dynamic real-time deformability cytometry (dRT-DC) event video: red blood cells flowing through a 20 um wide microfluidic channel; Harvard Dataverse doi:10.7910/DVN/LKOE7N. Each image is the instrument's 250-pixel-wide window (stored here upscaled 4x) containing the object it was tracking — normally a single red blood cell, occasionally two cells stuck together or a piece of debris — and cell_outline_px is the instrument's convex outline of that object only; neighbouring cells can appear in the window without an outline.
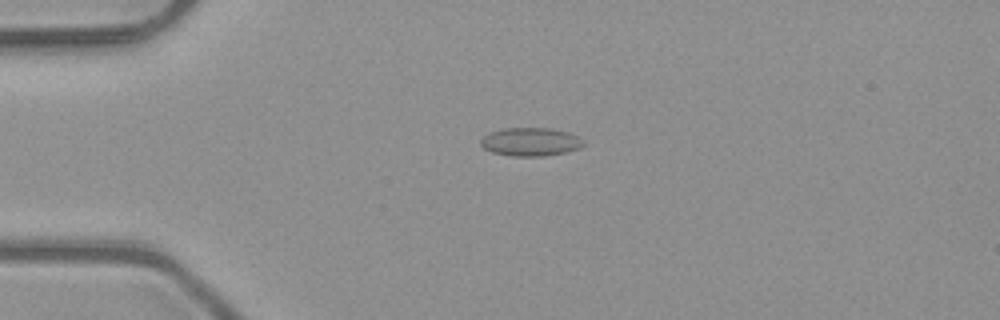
{"species": "common noctule bat (a hibernating species)", "species_latin": "Nyctalus noctula", "temperature_condition": "room temperature", "stored_images_in_passage": 3, "camera_frame_rate_fps": 3000, "um_per_image_px": 0.085, "animal": {"sex": "male", "body_mass_g": 23.1, "forearm_length_mm": 52.7}, "frame": {"image": 1, "passage_image": 3, "time_ms": 0.667, "image_size_px": [1000, 320], "cell_outline_px": [[584, 144], [580, 148], [564, 152], [544, 156], [512, 156], [492, 152], [484, 148], [480, 144], [480, 140], [484, 136], [492, 132], [504, 128], [548, 128], [568, 132], [584, 140]], "centroid_in_image_um": [45.09, 12.06], "position_along_channel_um": 39.9, "area_um2": 16.82}}